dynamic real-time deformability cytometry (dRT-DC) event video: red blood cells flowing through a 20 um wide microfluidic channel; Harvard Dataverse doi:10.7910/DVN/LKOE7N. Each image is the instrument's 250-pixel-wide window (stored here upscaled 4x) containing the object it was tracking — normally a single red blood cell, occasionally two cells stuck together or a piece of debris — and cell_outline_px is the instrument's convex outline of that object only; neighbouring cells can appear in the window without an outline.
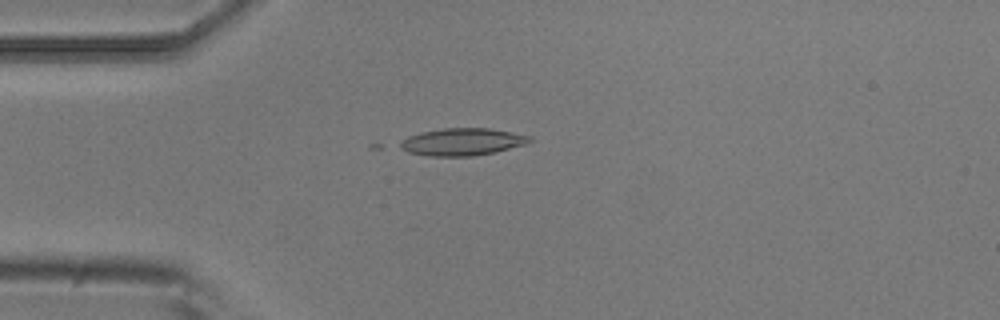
{"species": "common noctule bat (a hibernating species)", "species_latin": "Nyctalus noctula", "temperature_condition": "room temperature", "stored_images_in_passage": 3, "camera_frame_rate_fps": 3000, "um_per_image_px": 0.085, "animal": {"sex": "male", "body_mass_g": 20.5, "forearm_length_mm": 52.5}, "frame": {"image": 1, "passage_image": 3, "time_ms": 0.667, "image_size_px": [1000, 320], "cell_outline_px": [[532, 140], [524, 144], [496, 152], [472, 156], [432, 156], [408, 152], [400, 148], [396, 144], [408, 136], [424, 132], [444, 128], [488, 128], [512, 132], [532, 136]], "centroid_in_image_um": [39.28, 12.06], "position_along_channel_um": 45.7, "area_um2": 20.52}}